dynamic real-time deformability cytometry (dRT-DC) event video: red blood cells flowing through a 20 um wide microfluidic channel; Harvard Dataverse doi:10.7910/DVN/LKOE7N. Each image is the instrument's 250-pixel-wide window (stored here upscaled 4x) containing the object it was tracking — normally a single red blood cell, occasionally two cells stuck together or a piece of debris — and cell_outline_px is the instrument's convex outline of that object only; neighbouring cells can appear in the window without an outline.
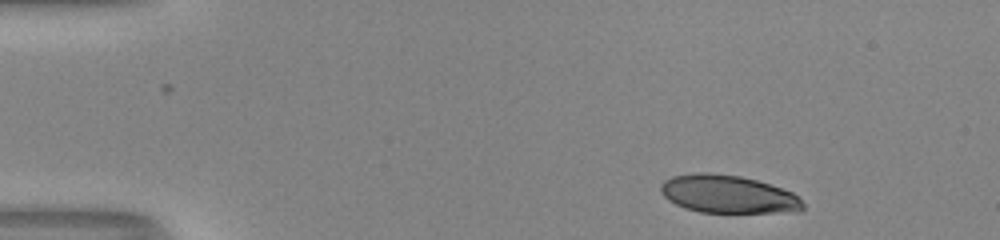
{"species": "human", "species_latin": "Homo sapiens", "temperature_condition": "room temperature", "stored_images_in_passage": 46, "camera_frame_rate_fps": 3000, "um_per_image_px": 0.085, "donor": {"sex": "male"}, "frame": {"image": 1, "passage_image": 1, "time_ms": 0.0, "image_size_px": [1000, 240], "cell_outline_px": [[804, 208], [800, 212], [700, 212], [684, 208], [668, 200], [660, 192], [660, 184], [664, 180], [672, 176], [700, 172], [708, 172], [740, 176], [756, 180], [792, 192], [804, 204]], "centroid_in_image_um": [61.85, 16.5], "position_along_channel_um": 23.2, "area_um2": 31.39}}
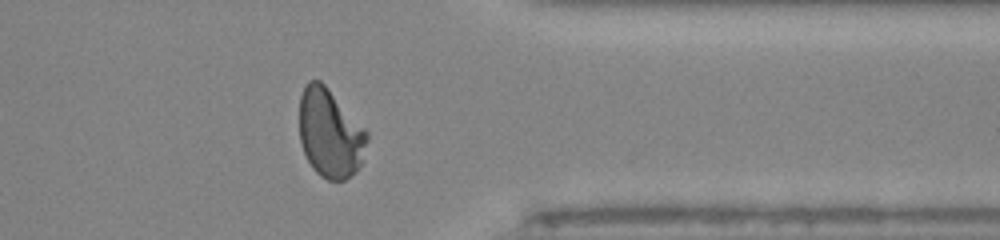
{"frame": {"image": 2, "passage_image": 36, "time_ms": 11.667, "image_size_px": [1000, 240], "cell_outline_px": [[368, 140], [360, 164], [356, 172], [344, 180], [328, 180], [320, 176], [312, 168], [304, 152], [300, 140], [300, 96], [308, 80], [320, 80], [328, 88], [368, 132]], "centroid_in_image_um": [28.05, 11.34], "position_along_channel_um": 383.4, "area_um2": 34.74}}
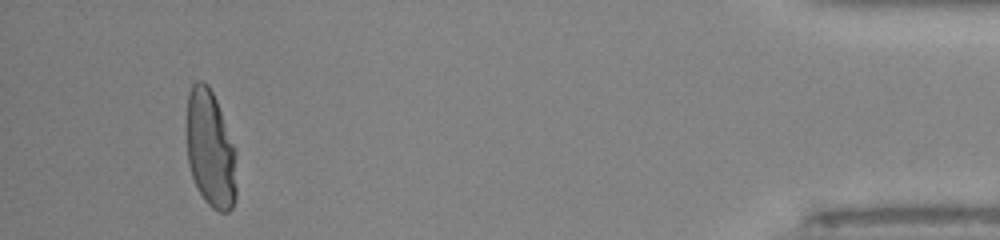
{"frame": {"image": 3, "passage_image": 43, "time_ms": 14.0, "image_size_px": [1000, 240], "cell_outline_px": [[236, 200], [232, 208], [228, 212], [220, 212], [212, 208], [204, 200], [192, 176], [188, 164], [188, 92], [192, 84], [196, 80], [200, 80], [208, 84], [216, 100], [236, 148]], "centroid_in_image_um": [17.92, 12.69], "position_along_channel_um": 417.3, "area_um2": 34.16}, "authors_computed_cell_mechanics": {"area_um2": 34.8823, "velocity_mm_per_s": 4.0194, "shape_relaxation_time_tau1_ms": 5.6655, "shape_relaxation_time_tau2_ms": null, "deformation_change_tau1": 0.2379, "deformation_change_tau2": null}}